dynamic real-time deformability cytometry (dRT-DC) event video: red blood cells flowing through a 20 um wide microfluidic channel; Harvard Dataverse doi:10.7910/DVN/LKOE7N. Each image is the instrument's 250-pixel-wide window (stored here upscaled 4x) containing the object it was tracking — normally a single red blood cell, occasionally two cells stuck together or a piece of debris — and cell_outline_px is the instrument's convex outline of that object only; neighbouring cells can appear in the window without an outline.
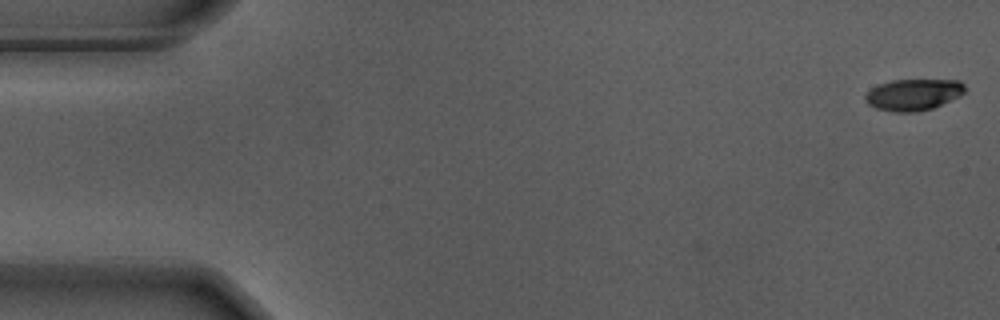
{"species": "Egyptian fruit bat (a non-hibernating species)", "species_latin": "Rousettus aegyptiacus", "temperature_condition": "warm", "stored_images_in_passage": 4, "camera_frame_rate_fps": 3000, "um_per_image_px": 0.085, "animal": {"sex": "male"}, "frame": {"image": 1, "passage_image": 4, "time_ms": 1.0, "image_size_px": [1000, 320], "cell_outline_px": [[964, 92], [960, 96], [932, 108], [916, 112], [892, 112], [876, 108], [868, 104], [864, 100], [864, 96], [872, 88], [880, 84], [892, 80], [960, 80], [964, 84]], "centroid_in_image_um": [77.62, 8.05], "position_along_channel_um": 7.4, "area_um2": 18.21}}